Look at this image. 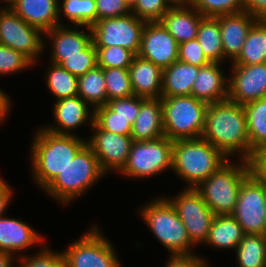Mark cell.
Returning <instances> with one entry per match:
<instances>
[{"label":"cell","mask_w":266,"mask_h":267,"mask_svg":"<svg viewBox=\"0 0 266 267\" xmlns=\"http://www.w3.org/2000/svg\"><path fill=\"white\" fill-rule=\"evenodd\" d=\"M219 149L227 158L250 161V140L243 105L229 99L208 104L205 127L201 136Z\"/></svg>","instance_id":"cell-1"},{"label":"cell","mask_w":266,"mask_h":267,"mask_svg":"<svg viewBox=\"0 0 266 267\" xmlns=\"http://www.w3.org/2000/svg\"><path fill=\"white\" fill-rule=\"evenodd\" d=\"M87 143V138L77 135H59L41 127L35 132L30 150L32 177L44 189Z\"/></svg>","instance_id":"cell-2"},{"label":"cell","mask_w":266,"mask_h":267,"mask_svg":"<svg viewBox=\"0 0 266 267\" xmlns=\"http://www.w3.org/2000/svg\"><path fill=\"white\" fill-rule=\"evenodd\" d=\"M172 171L188 185L196 188L230 159L204 138L173 141Z\"/></svg>","instance_id":"cell-3"},{"label":"cell","mask_w":266,"mask_h":267,"mask_svg":"<svg viewBox=\"0 0 266 267\" xmlns=\"http://www.w3.org/2000/svg\"><path fill=\"white\" fill-rule=\"evenodd\" d=\"M105 174L93 150L86 143L43 190L56 202L69 205L88 192Z\"/></svg>","instance_id":"cell-4"},{"label":"cell","mask_w":266,"mask_h":267,"mask_svg":"<svg viewBox=\"0 0 266 267\" xmlns=\"http://www.w3.org/2000/svg\"><path fill=\"white\" fill-rule=\"evenodd\" d=\"M139 210L147 228L167 249L170 256L196 255L193 253L194 245L191 243L186 227L167 198L164 196L153 198Z\"/></svg>","instance_id":"cell-5"},{"label":"cell","mask_w":266,"mask_h":267,"mask_svg":"<svg viewBox=\"0 0 266 267\" xmlns=\"http://www.w3.org/2000/svg\"><path fill=\"white\" fill-rule=\"evenodd\" d=\"M236 163L230 159L195 188L215 215L233 213L242 182L251 173L250 161Z\"/></svg>","instance_id":"cell-6"},{"label":"cell","mask_w":266,"mask_h":267,"mask_svg":"<svg viewBox=\"0 0 266 267\" xmlns=\"http://www.w3.org/2000/svg\"><path fill=\"white\" fill-rule=\"evenodd\" d=\"M164 136L172 141L203 134L208 104L193 96L161 97Z\"/></svg>","instance_id":"cell-7"},{"label":"cell","mask_w":266,"mask_h":267,"mask_svg":"<svg viewBox=\"0 0 266 267\" xmlns=\"http://www.w3.org/2000/svg\"><path fill=\"white\" fill-rule=\"evenodd\" d=\"M173 141L166 136L156 140L133 141L126 164L119 174L129 178H149L172 169Z\"/></svg>","instance_id":"cell-8"},{"label":"cell","mask_w":266,"mask_h":267,"mask_svg":"<svg viewBox=\"0 0 266 267\" xmlns=\"http://www.w3.org/2000/svg\"><path fill=\"white\" fill-rule=\"evenodd\" d=\"M97 225L63 250L65 267H122L115 247Z\"/></svg>","instance_id":"cell-9"},{"label":"cell","mask_w":266,"mask_h":267,"mask_svg":"<svg viewBox=\"0 0 266 267\" xmlns=\"http://www.w3.org/2000/svg\"><path fill=\"white\" fill-rule=\"evenodd\" d=\"M45 41L39 28L26 23L8 6L0 8V44L21 52L37 64L45 51Z\"/></svg>","instance_id":"cell-10"},{"label":"cell","mask_w":266,"mask_h":267,"mask_svg":"<svg viewBox=\"0 0 266 267\" xmlns=\"http://www.w3.org/2000/svg\"><path fill=\"white\" fill-rule=\"evenodd\" d=\"M266 184L252 172L243 180L231 214L245 234L266 235Z\"/></svg>","instance_id":"cell-11"},{"label":"cell","mask_w":266,"mask_h":267,"mask_svg":"<svg viewBox=\"0 0 266 267\" xmlns=\"http://www.w3.org/2000/svg\"><path fill=\"white\" fill-rule=\"evenodd\" d=\"M146 22L133 13L98 20L90 29L95 47L120 46L138 55Z\"/></svg>","instance_id":"cell-12"},{"label":"cell","mask_w":266,"mask_h":267,"mask_svg":"<svg viewBox=\"0 0 266 267\" xmlns=\"http://www.w3.org/2000/svg\"><path fill=\"white\" fill-rule=\"evenodd\" d=\"M174 206L187 229L194 246L204 244L215 214L210 210L195 188H185L173 198L166 197Z\"/></svg>","instance_id":"cell-13"},{"label":"cell","mask_w":266,"mask_h":267,"mask_svg":"<svg viewBox=\"0 0 266 267\" xmlns=\"http://www.w3.org/2000/svg\"><path fill=\"white\" fill-rule=\"evenodd\" d=\"M91 127L93 134L87 138V144L93 150L102 170L106 174L119 173L127 162L133 138L131 135L102 130L95 122Z\"/></svg>","instance_id":"cell-14"},{"label":"cell","mask_w":266,"mask_h":267,"mask_svg":"<svg viewBox=\"0 0 266 267\" xmlns=\"http://www.w3.org/2000/svg\"><path fill=\"white\" fill-rule=\"evenodd\" d=\"M230 70L228 81L230 101L244 105L266 97V63L232 65Z\"/></svg>","instance_id":"cell-15"},{"label":"cell","mask_w":266,"mask_h":267,"mask_svg":"<svg viewBox=\"0 0 266 267\" xmlns=\"http://www.w3.org/2000/svg\"><path fill=\"white\" fill-rule=\"evenodd\" d=\"M138 55L165 69L178 60V43L160 22H146Z\"/></svg>","instance_id":"cell-16"},{"label":"cell","mask_w":266,"mask_h":267,"mask_svg":"<svg viewBox=\"0 0 266 267\" xmlns=\"http://www.w3.org/2000/svg\"><path fill=\"white\" fill-rule=\"evenodd\" d=\"M52 106L55 124L43 126L49 132L59 135H76L72 133L76 128L78 129L87 122L90 126L93 125L94 110L78 95L55 101Z\"/></svg>","instance_id":"cell-17"},{"label":"cell","mask_w":266,"mask_h":267,"mask_svg":"<svg viewBox=\"0 0 266 267\" xmlns=\"http://www.w3.org/2000/svg\"><path fill=\"white\" fill-rule=\"evenodd\" d=\"M79 27L86 28L87 32ZM45 36L52 44L50 63L57 65L63 61V56L81 55V51L92 43V33L88 26L59 25L44 32Z\"/></svg>","instance_id":"cell-18"},{"label":"cell","mask_w":266,"mask_h":267,"mask_svg":"<svg viewBox=\"0 0 266 267\" xmlns=\"http://www.w3.org/2000/svg\"><path fill=\"white\" fill-rule=\"evenodd\" d=\"M44 239L45 237L24 221L7 218L5 215L0 217V251L13 254L17 258L24 255L26 249L45 244Z\"/></svg>","instance_id":"cell-19"},{"label":"cell","mask_w":266,"mask_h":267,"mask_svg":"<svg viewBox=\"0 0 266 267\" xmlns=\"http://www.w3.org/2000/svg\"><path fill=\"white\" fill-rule=\"evenodd\" d=\"M215 18L219 21L224 61L228 59L232 63L240 54L247 34L257 19L244 11Z\"/></svg>","instance_id":"cell-20"},{"label":"cell","mask_w":266,"mask_h":267,"mask_svg":"<svg viewBox=\"0 0 266 267\" xmlns=\"http://www.w3.org/2000/svg\"><path fill=\"white\" fill-rule=\"evenodd\" d=\"M222 63L211 62L200 67L191 89V96L207 104L217 103L228 99V81Z\"/></svg>","instance_id":"cell-21"},{"label":"cell","mask_w":266,"mask_h":267,"mask_svg":"<svg viewBox=\"0 0 266 267\" xmlns=\"http://www.w3.org/2000/svg\"><path fill=\"white\" fill-rule=\"evenodd\" d=\"M204 16L189 3H175L162 17L160 23L178 44L197 37L199 23Z\"/></svg>","instance_id":"cell-22"},{"label":"cell","mask_w":266,"mask_h":267,"mask_svg":"<svg viewBox=\"0 0 266 267\" xmlns=\"http://www.w3.org/2000/svg\"><path fill=\"white\" fill-rule=\"evenodd\" d=\"M8 7L43 33L59 26V0H14Z\"/></svg>","instance_id":"cell-23"},{"label":"cell","mask_w":266,"mask_h":267,"mask_svg":"<svg viewBox=\"0 0 266 267\" xmlns=\"http://www.w3.org/2000/svg\"><path fill=\"white\" fill-rule=\"evenodd\" d=\"M134 95L142 98H161L163 69L147 59L135 55L129 66Z\"/></svg>","instance_id":"cell-24"},{"label":"cell","mask_w":266,"mask_h":267,"mask_svg":"<svg viewBox=\"0 0 266 267\" xmlns=\"http://www.w3.org/2000/svg\"><path fill=\"white\" fill-rule=\"evenodd\" d=\"M164 136L161 98H142L140 111L132 125L134 141L156 140Z\"/></svg>","instance_id":"cell-25"},{"label":"cell","mask_w":266,"mask_h":267,"mask_svg":"<svg viewBox=\"0 0 266 267\" xmlns=\"http://www.w3.org/2000/svg\"><path fill=\"white\" fill-rule=\"evenodd\" d=\"M200 67L177 60L163 69L161 97L190 96Z\"/></svg>","instance_id":"cell-26"},{"label":"cell","mask_w":266,"mask_h":267,"mask_svg":"<svg viewBox=\"0 0 266 267\" xmlns=\"http://www.w3.org/2000/svg\"><path fill=\"white\" fill-rule=\"evenodd\" d=\"M244 235L243 229L232 215H215L204 245L215 247L214 249L235 250Z\"/></svg>","instance_id":"cell-27"},{"label":"cell","mask_w":266,"mask_h":267,"mask_svg":"<svg viewBox=\"0 0 266 267\" xmlns=\"http://www.w3.org/2000/svg\"><path fill=\"white\" fill-rule=\"evenodd\" d=\"M266 63V20H257L249 30L238 57L231 65Z\"/></svg>","instance_id":"cell-28"},{"label":"cell","mask_w":266,"mask_h":267,"mask_svg":"<svg viewBox=\"0 0 266 267\" xmlns=\"http://www.w3.org/2000/svg\"><path fill=\"white\" fill-rule=\"evenodd\" d=\"M77 88L78 96L93 110L108 102L103 68L98 65L78 77Z\"/></svg>","instance_id":"cell-29"},{"label":"cell","mask_w":266,"mask_h":267,"mask_svg":"<svg viewBox=\"0 0 266 267\" xmlns=\"http://www.w3.org/2000/svg\"><path fill=\"white\" fill-rule=\"evenodd\" d=\"M250 140V159L255 150L266 143V97L243 105Z\"/></svg>","instance_id":"cell-30"},{"label":"cell","mask_w":266,"mask_h":267,"mask_svg":"<svg viewBox=\"0 0 266 267\" xmlns=\"http://www.w3.org/2000/svg\"><path fill=\"white\" fill-rule=\"evenodd\" d=\"M196 39L211 62L225 64L220 26L216 18L204 17L200 21Z\"/></svg>","instance_id":"cell-31"},{"label":"cell","mask_w":266,"mask_h":267,"mask_svg":"<svg viewBox=\"0 0 266 267\" xmlns=\"http://www.w3.org/2000/svg\"><path fill=\"white\" fill-rule=\"evenodd\" d=\"M233 252L239 267H266V235L245 234Z\"/></svg>","instance_id":"cell-32"},{"label":"cell","mask_w":266,"mask_h":267,"mask_svg":"<svg viewBox=\"0 0 266 267\" xmlns=\"http://www.w3.org/2000/svg\"><path fill=\"white\" fill-rule=\"evenodd\" d=\"M63 14V15H62ZM64 16L74 26L91 27L97 22V10L95 0H59V25L60 17Z\"/></svg>","instance_id":"cell-33"},{"label":"cell","mask_w":266,"mask_h":267,"mask_svg":"<svg viewBox=\"0 0 266 267\" xmlns=\"http://www.w3.org/2000/svg\"><path fill=\"white\" fill-rule=\"evenodd\" d=\"M45 74V84L56 101L78 95V77L60 65L51 63Z\"/></svg>","instance_id":"cell-34"},{"label":"cell","mask_w":266,"mask_h":267,"mask_svg":"<svg viewBox=\"0 0 266 267\" xmlns=\"http://www.w3.org/2000/svg\"><path fill=\"white\" fill-rule=\"evenodd\" d=\"M108 101L134 96L128 68H103Z\"/></svg>","instance_id":"cell-35"},{"label":"cell","mask_w":266,"mask_h":267,"mask_svg":"<svg viewBox=\"0 0 266 267\" xmlns=\"http://www.w3.org/2000/svg\"><path fill=\"white\" fill-rule=\"evenodd\" d=\"M244 0H192L189 4L204 17H218L243 11Z\"/></svg>","instance_id":"cell-36"},{"label":"cell","mask_w":266,"mask_h":267,"mask_svg":"<svg viewBox=\"0 0 266 267\" xmlns=\"http://www.w3.org/2000/svg\"><path fill=\"white\" fill-rule=\"evenodd\" d=\"M59 65L77 77L85 75L98 65L97 49L92 42L81 55L63 56Z\"/></svg>","instance_id":"cell-37"},{"label":"cell","mask_w":266,"mask_h":267,"mask_svg":"<svg viewBox=\"0 0 266 267\" xmlns=\"http://www.w3.org/2000/svg\"><path fill=\"white\" fill-rule=\"evenodd\" d=\"M16 260H19L20 263L17 267H65L63 252L52 250L46 244L40 246L38 253L24 254L17 257Z\"/></svg>","instance_id":"cell-38"},{"label":"cell","mask_w":266,"mask_h":267,"mask_svg":"<svg viewBox=\"0 0 266 267\" xmlns=\"http://www.w3.org/2000/svg\"><path fill=\"white\" fill-rule=\"evenodd\" d=\"M94 122L105 131L119 135H131L132 126L129 120L116 116L107 105L98 107L94 110Z\"/></svg>","instance_id":"cell-39"},{"label":"cell","mask_w":266,"mask_h":267,"mask_svg":"<svg viewBox=\"0 0 266 267\" xmlns=\"http://www.w3.org/2000/svg\"><path fill=\"white\" fill-rule=\"evenodd\" d=\"M98 66L102 68H129L135 54L120 46L96 47Z\"/></svg>","instance_id":"cell-40"},{"label":"cell","mask_w":266,"mask_h":267,"mask_svg":"<svg viewBox=\"0 0 266 267\" xmlns=\"http://www.w3.org/2000/svg\"><path fill=\"white\" fill-rule=\"evenodd\" d=\"M174 4V0H137L131 13L145 22H160Z\"/></svg>","instance_id":"cell-41"},{"label":"cell","mask_w":266,"mask_h":267,"mask_svg":"<svg viewBox=\"0 0 266 267\" xmlns=\"http://www.w3.org/2000/svg\"><path fill=\"white\" fill-rule=\"evenodd\" d=\"M34 63L21 52L0 44V76L19 73L29 69Z\"/></svg>","instance_id":"cell-42"},{"label":"cell","mask_w":266,"mask_h":267,"mask_svg":"<svg viewBox=\"0 0 266 267\" xmlns=\"http://www.w3.org/2000/svg\"><path fill=\"white\" fill-rule=\"evenodd\" d=\"M178 60L197 67H203L211 63L196 38L178 44Z\"/></svg>","instance_id":"cell-43"},{"label":"cell","mask_w":266,"mask_h":267,"mask_svg":"<svg viewBox=\"0 0 266 267\" xmlns=\"http://www.w3.org/2000/svg\"><path fill=\"white\" fill-rule=\"evenodd\" d=\"M112 111L116 112V116L129 120L132 126L140 111L141 97L136 95L125 98H117L107 102L106 104Z\"/></svg>","instance_id":"cell-44"},{"label":"cell","mask_w":266,"mask_h":267,"mask_svg":"<svg viewBox=\"0 0 266 267\" xmlns=\"http://www.w3.org/2000/svg\"><path fill=\"white\" fill-rule=\"evenodd\" d=\"M97 21L106 18H117L131 13V9L124 0H95Z\"/></svg>","instance_id":"cell-45"},{"label":"cell","mask_w":266,"mask_h":267,"mask_svg":"<svg viewBox=\"0 0 266 267\" xmlns=\"http://www.w3.org/2000/svg\"><path fill=\"white\" fill-rule=\"evenodd\" d=\"M250 166L251 172L266 184V143L254 151Z\"/></svg>","instance_id":"cell-46"},{"label":"cell","mask_w":266,"mask_h":267,"mask_svg":"<svg viewBox=\"0 0 266 267\" xmlns=\"http://www.w3.org/2000/svg\"><path fill=\"white\" fill-rule=\"evenodd\" d=\"M201 256H169L164 267H209L205 259Z\"/></svg>","instance_id":"cell-47"},{"label":"cell","mask_w":266,"mask_h":267,"mask_svg":"<svg viewBox=\"0 0 266 267\" xmlns=\"http://www.w3.org/2000/svg\"><path fill=\"white\" fill-rule=\"evenodd\" d=\"M243 11L257 20H266V0H244Z\"/></svg>","instance_id":"cell-48"},{"label":"cell","mask_w":266,"mask_h":267,"mask_svg":"<svg viewBox=\"0 0 266 267\" xmlns=\"http://www.w3.org/2000/svg\"><path fill=\"white\" fill-rule=\"evenodd\" d=\"M12 192L13 189L9 183L0 177V217L5 215V211L10 206L9 203L13 197Z\"/></svg>","instance_id":"cell-49"},{"label":"cell","mask_w":266,"mask_h":267,"mask_svg":"<svg viewBox=\"0 0 266 267\" xmlns=\"http://www.w3.org/2000/svg\"><path fill=\"white\" fill-rule=\"evenodd\" d=\"M11 97L0 88V124L5 121L11 110Z\"/></svg>","instance_id":"cell-50"},{"label":"cell","mask_w":266,"mask_h":267,"mask_svg":"<svg viewBox=\"0 0 266 267\" xmlns=\"http://www.w3.org/2000/svg\"><path fill=\"white\" fill-rule=\"evenodd\" d=\"M16 257L13 254L0 251V267H12L15 263Z\"/></svg>","instance_id":"cell-51"},{"label":"cell","mask_w":266,"mask_h":267,"mask_svg":"<svg viewBox=\"0 0 266 267\" xmlns=\"http://www.w3.org/2000/svg\"><path fill=\"white\" fill-rule=\"evenodd\" d=\"M126 2V4L129 6V8L131 9L137 0H124Z\"/></svg>","instance_id":"cell-52"},{"label":"cell","mask_w":266,"mask_h":267,"mask_svg":"<svg viewBox=\"0 0 266 267\" xmlns=\"http://www.w3.org/2000/svg\"><path fill=\"white\" fill-rule=\"evenodd\" d=\"M192 0H174L175 3H190Z\"/></svg>","instance_id":"cell-53"},{"label":"cell","mask_w":266,"mask_h":267,"mask_svg":"<svg viewBox=\"0 0 266 267\" xmlns=\"http://www.w3.org/2000/svg\"><path fill=\"white\" fill-rule=\"evenodd\" d=\"M0 1L5 2L6 3V6H8L14 0H0Z\"/></svg>","instance_id":"cell-54"}]
</instances>
